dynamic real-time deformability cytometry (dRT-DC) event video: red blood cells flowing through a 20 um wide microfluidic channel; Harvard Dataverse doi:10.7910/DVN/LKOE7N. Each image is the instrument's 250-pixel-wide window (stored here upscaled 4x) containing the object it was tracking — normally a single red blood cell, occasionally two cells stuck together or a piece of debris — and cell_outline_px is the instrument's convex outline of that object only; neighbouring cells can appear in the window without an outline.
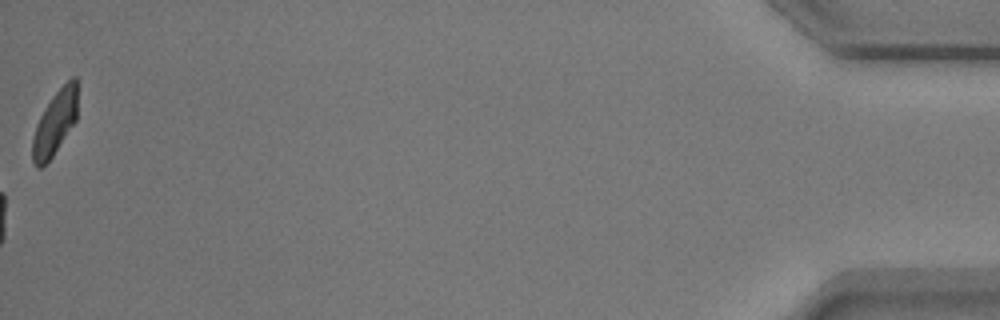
{"species": "common noctule bat (a hibernating species)", "species_latin": "Nyctalus noctula", "temperature_condition": "warm", "stored_images_in_passage": 55, "camera_frame_rate_fps": 3000, "um_per_image_px": 0.085, "animal": {"sex": "male", "body_mass_g": 17.9}, "frame": {"image": 1, "passage_image": 55, "time_ms": 18.0, "image_size_px": [1000, 320], "cell_outline_px": [[76, 120], [52, 156], [40, 168], [32, 160], [32, 140], [36, 124], [44, 108], [52, 96], [72, 76], [76, 76]], "centroid_in_image_um": [4.65, 10.43], "position_along_channel_um": 430.6, "area_um2": 16.42}, "authors_computed_cell_mechanics": {"area_um2": 17.4556, "velocity_mm_per_s": 3.7484, "shape_relaxation_time_tau1_ms": 4.7529, "shape_relaxation_time_tau2_ms": 0.9802, "deformation_change_tau1": 0.1593, "deformation_change_tau2": 0.0681}}